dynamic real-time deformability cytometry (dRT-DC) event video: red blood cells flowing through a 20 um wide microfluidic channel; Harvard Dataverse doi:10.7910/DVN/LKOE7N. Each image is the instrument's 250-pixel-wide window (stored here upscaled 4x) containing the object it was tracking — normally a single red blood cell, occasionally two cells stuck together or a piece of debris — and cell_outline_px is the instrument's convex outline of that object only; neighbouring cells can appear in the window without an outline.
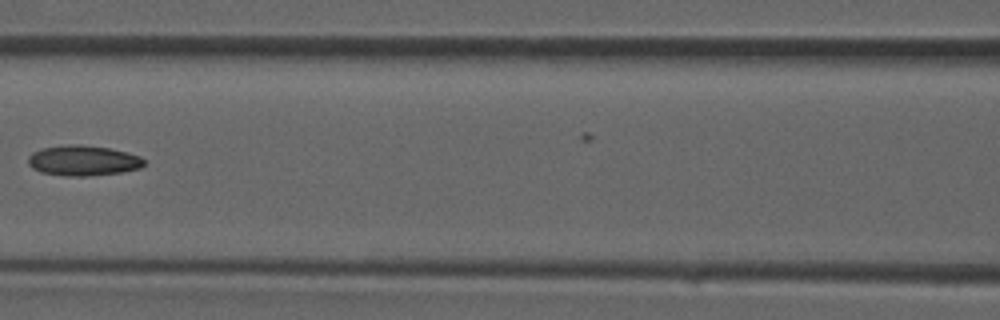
{"species": "common noctule bat (a hibernating species)", "species_latin": "Nyctalus noctula", "temperature_condition": "room temperature", "stored_images_in_passage": 30, "camera_frame_rate_fps": 3000, "um_per_image_px": 0.085, "animal": {"sex": "male", "forearm_length_mm": 52.5}, "frame": {"image": 1, "passage_image": 17, "time_ms": 5.333, "image_size_px": [1000, 320], "cell_outline_px": [[144, 164], [140, 168], [120, 172], [88, 176], [64, 176], [40, 172], [32, 168], [28, 164], [28, 156], [32, 152], [44, 148], [72, 144], [80, 144], [108, 148], [128, 152], [140, 156], [144, 160]], "centroid_in_image_um": [7.05, 13.65], "position_along_channel_um": 159.6, "area_um2": 20.46}}